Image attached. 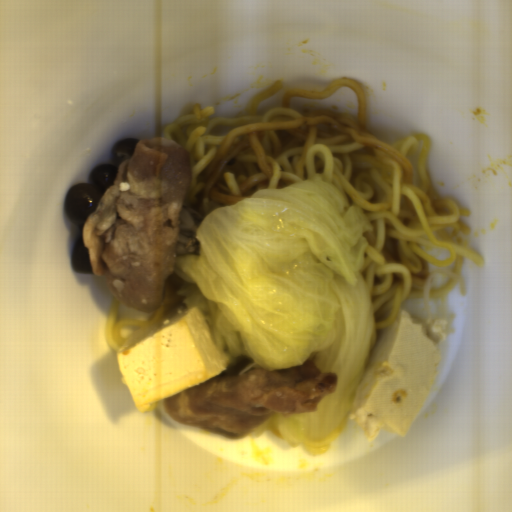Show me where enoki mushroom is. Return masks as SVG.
Wrapping results in <instances>:
<instances>
[{
	"instance_id": "obj_1",
	"label": "enoki mushroom",
	"mask_w": 512,
	"mask_h": 512,
	"mask_svg": "<svg viewBox=\"0 0 512 512\" xmlns=\"http://www.w3.org/2000/svg\"><path fill=\"white\" fill-rule=\"evenodd\" d=\"M433 275H442L447 276L451 279H453L460 287L461 293L463 296H467V284L462 276V274L456 270H446V269H439L434 270L430 272L425 280V287H424V300H425V308H426V314L425 317H428V298H429V289H430V278Z\"/></svg>"
}]
</instances>
